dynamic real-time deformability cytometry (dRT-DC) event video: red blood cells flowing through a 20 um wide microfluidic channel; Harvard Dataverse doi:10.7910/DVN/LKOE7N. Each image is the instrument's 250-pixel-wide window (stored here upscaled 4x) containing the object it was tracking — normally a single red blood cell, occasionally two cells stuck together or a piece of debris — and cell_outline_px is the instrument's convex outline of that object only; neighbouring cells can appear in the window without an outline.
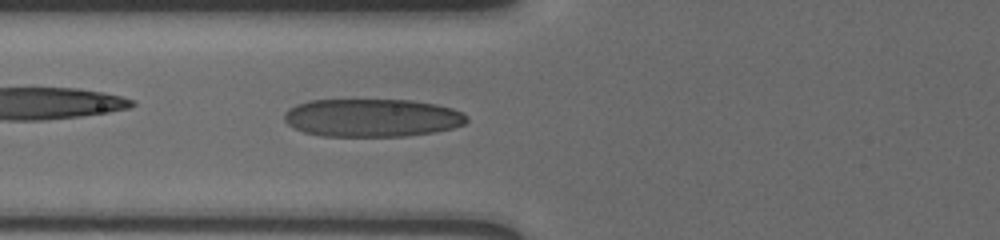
{"species": "human", "species_latin": "Homo sapiens", "temperature_condition": "cold", "stored_images_in_passage": 52, "camera_frame_rate_fps": 3000, "um_per_image_px": 0.085, "donor": {"sex": "male"}, "frame": {"image": 1, "passage_image": 18, "time_ms": 5.667, "image_size_px": [1000, 240], "cell_outline_px": [[468, 120], [464, 124], [452, 128], [432, 132], [404, 136], [320, 136], [304, 132], [292, 128], [284, 120], [284, 112], [288, 108], [296, 104], [312, 100], [412, 100], [436, 104], [452, 108], [468, 116]], "centroid_in_image_um": [31.59, 10.01], "position_along_channel_um": 94.2, "area_um2": 40.58}}
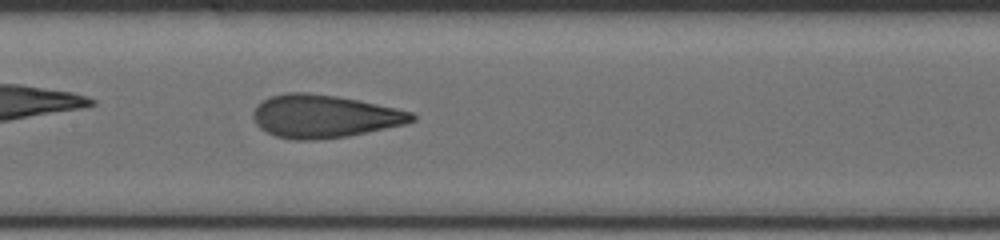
{"frame": {"image": 2, "passage_image": 25, "time_ms": 8.0, "image_size_px": [1000, 240], "cell_outline_px": [[416, 120], [404, 124], [348, 136], [312, 140], [292, 140], [276, 136], [260, 128], [256, 124], [252, 116], [252, 112], [256, 104], [268, 96], [288, 92], [308, 92], [336, 96], [396, 108], [412, 112], [416, 116]], "centroid_in_image_um": [27.5, 9.88], "position_along_channel_um": 179.9, "area_um2": 39.71}}
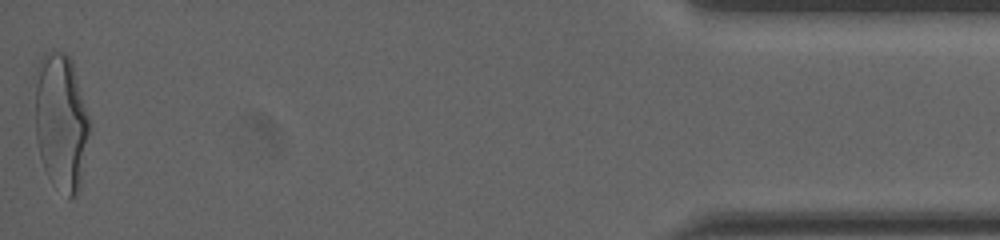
{"frame": {"image": 3, "passage_image": 52, "time_ms": 17.0, "image_size_px": [1000, 240], "cell_outline_px": [[92, 124], [80, 188], [68, 200], [48, 176], [44, 168], [40, 156], [36, 140], [36, 68], [40, 60], [52, 48], [64, 52], [72, 60]], "centroid_in_image_um": [5.23, 10.35], "position_along_channel_um": 430.0, "area_um2": 44.04}, "authors_computed_cell_mechanics": {"area_um2": 38.9283, "velocity_mm_per_s": 3.6268, "shape_relaxation_time_tau1_ms": 5.9689, "shape_relaxation_time_tau2_ms": 0.8917, "deformation_change_tau1": 0.2127, "deformation_change_tau2": 0.0813}}